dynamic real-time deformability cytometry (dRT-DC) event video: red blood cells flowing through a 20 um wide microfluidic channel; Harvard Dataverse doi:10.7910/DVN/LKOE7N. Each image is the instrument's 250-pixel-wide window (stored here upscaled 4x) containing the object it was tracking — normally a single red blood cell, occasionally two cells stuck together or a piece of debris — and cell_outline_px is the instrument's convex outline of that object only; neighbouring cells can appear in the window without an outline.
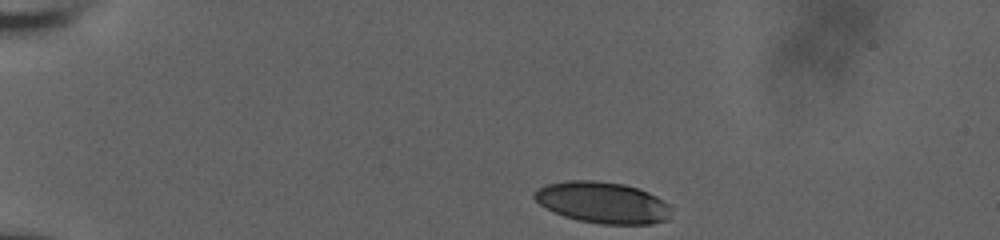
{"species": "human", "species_latin": "Homo sapiens", "temperature_condition": "room temperature", "stored_images_in_passage": 38, "camera_frame_rate_fps": 3000, "um_per_image_px": 0.085, "donor": {"sex": "male"}, "frame": {"image": 1, "passage_image": 1, "time_ms": 0.0, "image_size_px": [1000, 240], "cell_outline_px": [[672, 208], [668, 220], [652, 224], [600, 224], [580, 220], [564, 216], [544, 208], [532, 196], [532, 192], [536, 188], [544, 184], [568, 180], [592, 180], [624, 184], [648, 192], [656, 196], [668, 204]], "centroid_in_image_um": [51.19, 17.21], "position_along_channel_um": 33.8, "area_um2": 33.23}}
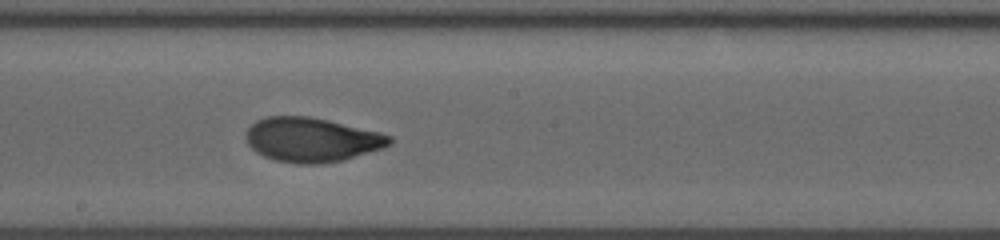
{"frame": {"image": 2, "passage_image": 22, "time_ms": 7.0, "image_size_px": [1000, 240], "cell_outline_px": [[392, 144], [384, 148], [340, 160], [320, 164], [296, 164], [276, 160], [264, 156], [256, 152], [248, 144], [244, 136], [248, 128], [256, 120], [268, 116], [308, 116], [328, 120], [380, 132], [392, 136]], "centroid_in_image_um": [26.48, 11.87], "position_along_channel_um": 221.7, "area_um2": 37.11}}
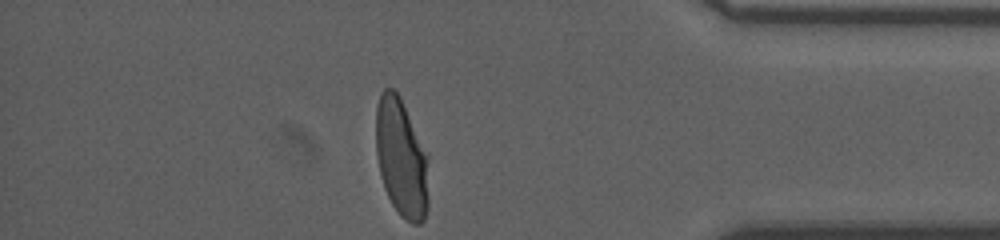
{"frame": {"image": 3, "passage_image": 38, "time_ms": 12.333, "image_size_px": [1000, 240], "cell_outline_px": [[428, 208], [424, 220], [420, 224], [412, 224], [400, 216], [392, 204], [384, 188], [380, 176], [376, 152], [376, 108], [380, 92], [384, 88], [392, 88], [400, 96], [428, 152]], "centroid_in_image_um": [34.13, 13.43], "position_along_channel_um": 401.1, "area_um2": 37.11}, "authors_computed_cell_mechanics": {"area_um2": 36.5007, "velocity_mm_per_s": 3.8404, "shape_relaxation_time_tau1_ms": 4.8042, "shape_relaxation_time_tau2_ms": 0.8708, "deformation_change_tau1": 0.1883, "deformation_change_tau2": 0.0596}}